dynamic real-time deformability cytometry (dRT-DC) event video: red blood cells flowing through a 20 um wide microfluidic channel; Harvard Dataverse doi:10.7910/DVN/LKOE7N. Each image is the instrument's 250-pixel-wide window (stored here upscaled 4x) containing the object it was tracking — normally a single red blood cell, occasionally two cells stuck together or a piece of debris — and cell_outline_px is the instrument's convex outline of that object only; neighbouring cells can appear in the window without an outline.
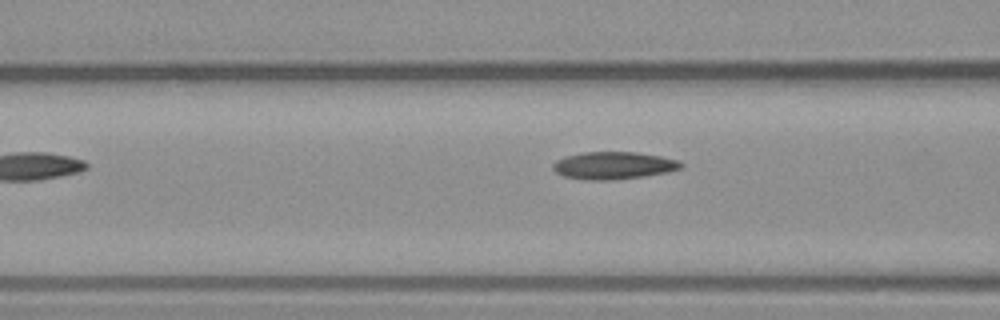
{"species": "common noctule bat (a hibernating species)", "species_latin": "Nyctalus noctula", "temperature_condition": "warm", "stored_images_in_passage": 6, "segment_of_instrument_passage": [2, 2], "camera_frame_rate_fps": 3000, "um_per_image_px": 0.085, "animal": {"sex": "male", "body_mass_g": 23.1, "forearm_length_mm": 52.7}, "frame": {"image": 1, "passage_image": 6, "time_ms": 6.0, "image_size_px": [1000, 320], "cell_outline_px": [[684, 164], [680, 168], [668, 172], [644, 176], [612, 180], [592, 180], [564, 176], [556, 172], [552, 168], [552, 164], [556, 160], [564, 156], [584, 152], [636, 152], [660, 156], [680, 160]], "centroid_in_image_um": [52.16, 14.06], "position_along_channel_um": 114.4, "area_um2": 20.46}}